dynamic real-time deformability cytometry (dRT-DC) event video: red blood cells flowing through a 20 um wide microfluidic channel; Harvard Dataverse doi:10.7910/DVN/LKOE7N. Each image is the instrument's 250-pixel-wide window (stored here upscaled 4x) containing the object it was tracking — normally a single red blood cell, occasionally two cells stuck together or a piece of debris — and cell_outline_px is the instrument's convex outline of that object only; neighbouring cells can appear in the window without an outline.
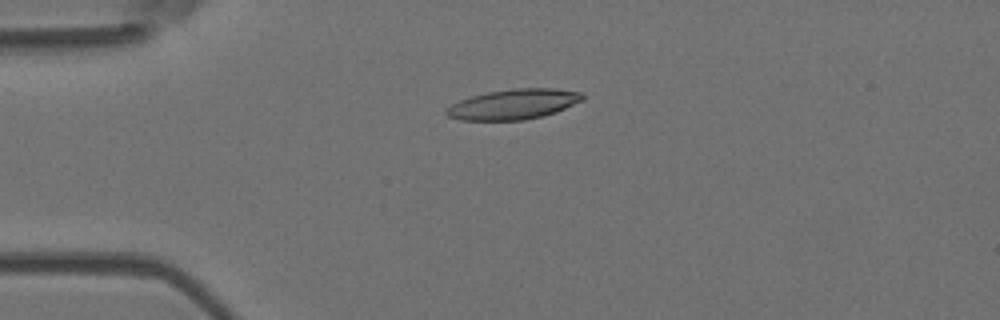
{"species": "Egyptian fruit bat (a non-hibernating species)", "species_latin": "Rousettus aegyptiacus", "temperature_condition": "room temperature", "stored_images_in_passage": 5, "camera_frame_rate_fps": 3000, "um_per_image_px": 0.085, "animal": {"sex": "female"}, "frame": {"image": 1, "passage_image": 1, "time_ms": 0.0, "image_size_px": [1000, 320], "cell_outline_px": [[584, 100], [556, 112], [544, 116], [524, 120], [460, 120], [448, 116], [444, 112], [452, 104], [460, 100], [472, 96], [488, 92], [512, 88], [552, 88], [580, 92], [584, 96]], "centroid_in_image_um": [43.67, 8.86], "position_along_channel_um": 41.3, "area_um2": 23.93}}
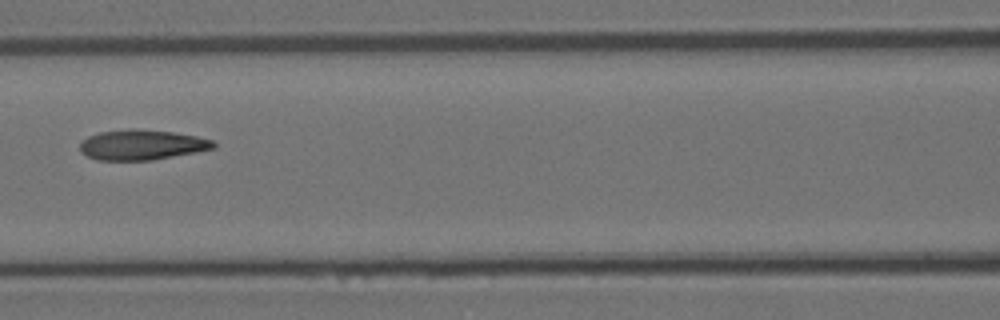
{"frame": {"image": 2, "passage_image": 4, "time_ms": 1.0, "image_size_px": [1000, 320], "cell_outline_px": [[216, 148], [196, 152], [152, 160], [96, 160], [80, 152], [80, 144], [88, 136], [100, 132], [132, 128], [172, 132], [196, 136], [212, 140], [216, 144]], "centroid_in_image_um": [12.05, 12.31], "position_along_channel_um": 154.5, "area_um2": 23.41}}
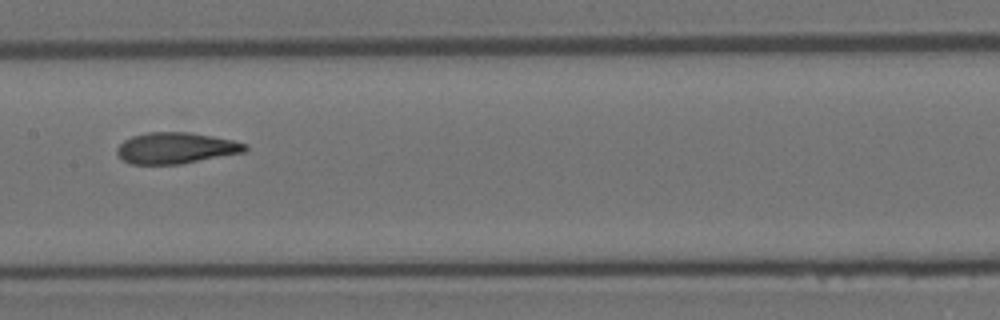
{"frame": {"image": 3, "passage_image": 5, "time_ms": 1.333, "image_size_px": [1000, 320], "cell_outline_px": [[248, 148], [244, 152], [180, 164], [132, 164], [124, 160], [116, 152], [116, 148], [124, 140], [132, 136], [148, 132], [188, 132], [212, 136], [232, 140], [248, 144]], "centroid_in_image_um": [14.95, 12.58], "position_along_channel_um": 192.5, "area_um2": 23.12}}